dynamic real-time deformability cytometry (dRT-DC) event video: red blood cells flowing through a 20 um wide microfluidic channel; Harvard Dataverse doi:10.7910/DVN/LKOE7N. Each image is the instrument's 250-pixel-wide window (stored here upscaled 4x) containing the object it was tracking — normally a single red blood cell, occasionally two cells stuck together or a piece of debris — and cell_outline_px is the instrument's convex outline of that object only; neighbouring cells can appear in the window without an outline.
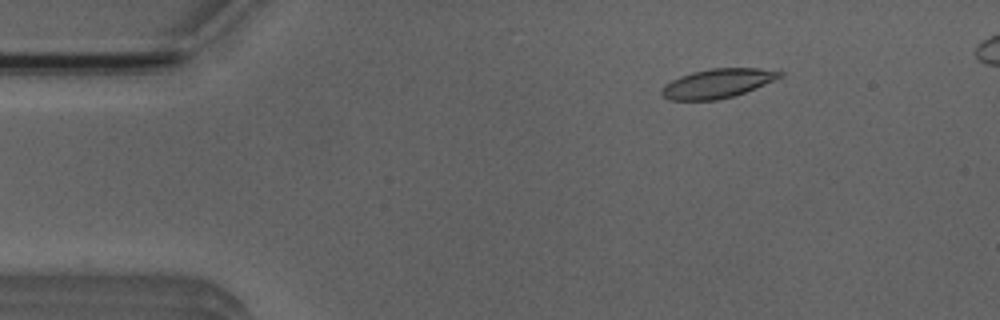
{"species": "Egyptian fruit bat (a non-hibernating species)", "species_latin": "Rousettus aegyptiacus", "temperature_condition": "room temperature", "stored_images_in_passage": 43, "camera_frame_rate_fps": 3000, "um_per_image_px": 0.085, "animal": {"sex": "male"}, "frame": {"image": 1, "passage_image": 1, "time_ms": 0.0, "image_size_px": [1000, 320], "cell_outline_px": [[784, 76], [744, 92], [732, 96], [716, 100], [668, 100], [660, 92], [660, 88], [664, 84], [680, 76], [692, 72], [712, 68], [756, 68], [784, 72]], "centroid_in_image_um": [60.95, 7.08], "position_along_channel_um": 24.1, "area_um2": 19.94}}
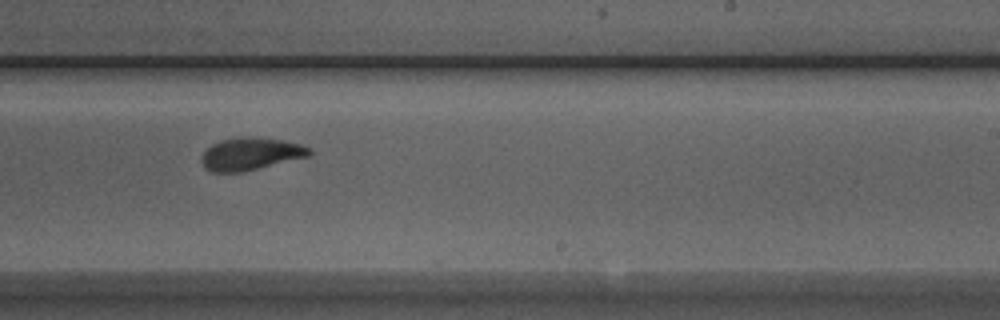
{"frame": {"image": 2, "passage_image": 25, "time_ms": 8.0, "image_size_px": [1000, 320], "cell_outline_px": [[312, 152], [308, 156], [240, 172], [212, 172], [204, 168], [200, 160], [200, 156], [212, 144], [220, 140], [240, 136], [252, 136], [284, 140], [300, 144], [312, 148]], "centroid_in_image_um": [21.27, 13.06], "position_along_channel_um": 267.7, "area_um2": 20.46}}
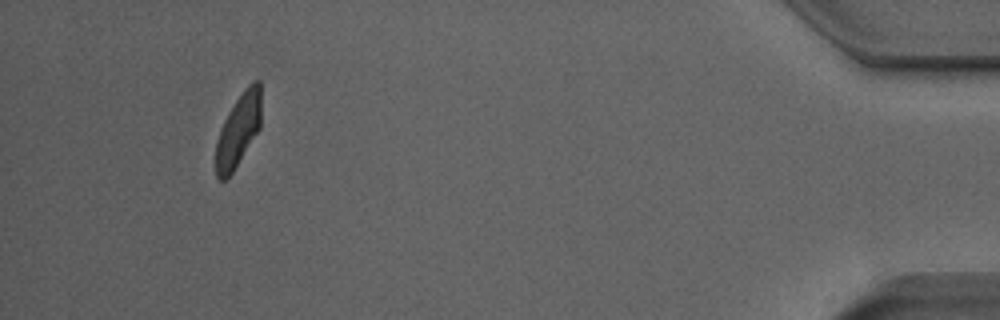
{"frame": {"image": 3, "passage_image": 42, "time_ms": 13.667, "image_size_px": [1000, 320], "cell_outline_px": [[260, 128], [232, 172], [224, 180], [220, 180], [216, 176], [216, 140], [220, 128], [228, 112], [244, 88], [252, 80], [260, 80]], "centroid_in_image_um": [20.25, 11.03], "position_along_channel_um": 414.9, "area_um2": 19.02}}